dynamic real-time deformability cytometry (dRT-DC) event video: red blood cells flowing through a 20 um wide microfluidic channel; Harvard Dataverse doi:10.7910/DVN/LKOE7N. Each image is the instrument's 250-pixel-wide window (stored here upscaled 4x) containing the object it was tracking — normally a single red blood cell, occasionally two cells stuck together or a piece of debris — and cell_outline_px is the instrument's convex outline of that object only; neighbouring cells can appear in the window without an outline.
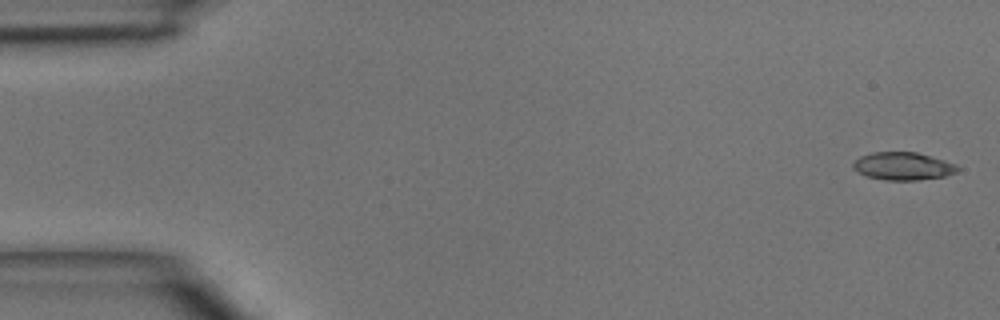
{"species": "common noctule bat (a hibernating species)", "species_latin": "Nyctalus noctula", "temperature_condition": "room temperature", "stored_images_in_passage": 47, "camera_frame_rate_fps": 3000, "um_per_image_px": 0.085, "animal": {"sex": "male", "body_mass_g": 15.6}, "frame": {"image": 1, "passage_image": 1, "time_ms": 0.0, "image_size_px": [1000, 320], "cell_outline_px": [[960, 168], [956, 172], [944, 176], [916, 180], [884, 180], [868, 176], [856, 172], [852, 168], [852, 164], [860, 156], [872, 152], [916, 152], [944, 160], [956, 164]], "centroid_in_image_um": [76.73, 14.12], "position_along_channel_um": 8.3, "area_um2": 16.88}}
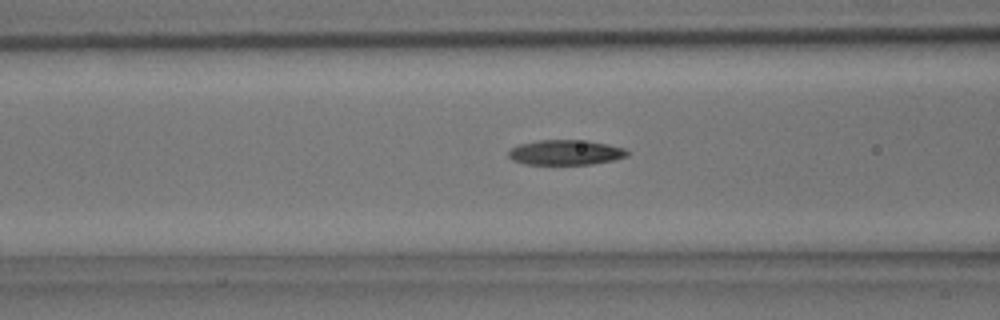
{"frame": {"image": 2, "passage_image": 18, "time_ms": 5.667, "image_size_px": [1000, 320], "cell_outline_px": [[628, 156], [612, 160], [592, 164], [524, 164], [512, 160], [508, 156], [508, 152], [512, 148], [520, 144], [540, 140], [588, 140], [608, 144], [624, 148], [628, 152]], "centroid_in_image_um": [48.07, 12.95], "position_along_channel_um": 118.5, "area_um2": 17.28}}
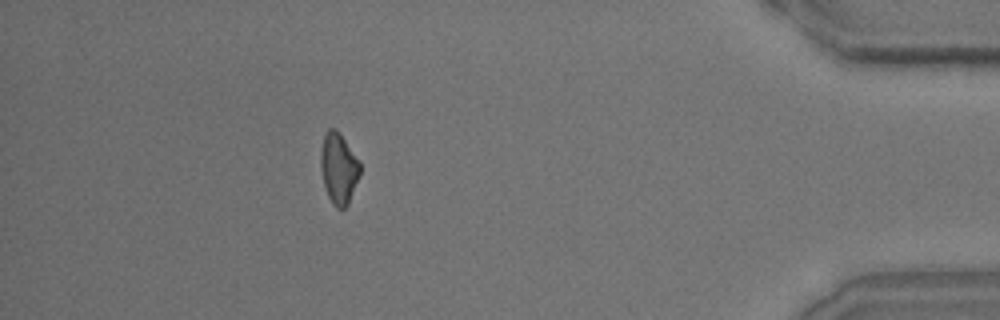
{"frame": {"image": 3, "passage_image": 42, "time_ms": 13.667, "image_size_px": [1000, 320], "cell_outline_px": [[360, 176], [348, 204], [344, 208], [336, 208], [332, 204], [328, 196], [324, 184], [320, 168], [320, 152], [324, 132], [328, 128], [336, 128], [340, 132], [360, 164]], "centroid_in_image_um": [28.77, 14.29], "position_along_channel_um": 406.4, "area_um2": 16.36}}